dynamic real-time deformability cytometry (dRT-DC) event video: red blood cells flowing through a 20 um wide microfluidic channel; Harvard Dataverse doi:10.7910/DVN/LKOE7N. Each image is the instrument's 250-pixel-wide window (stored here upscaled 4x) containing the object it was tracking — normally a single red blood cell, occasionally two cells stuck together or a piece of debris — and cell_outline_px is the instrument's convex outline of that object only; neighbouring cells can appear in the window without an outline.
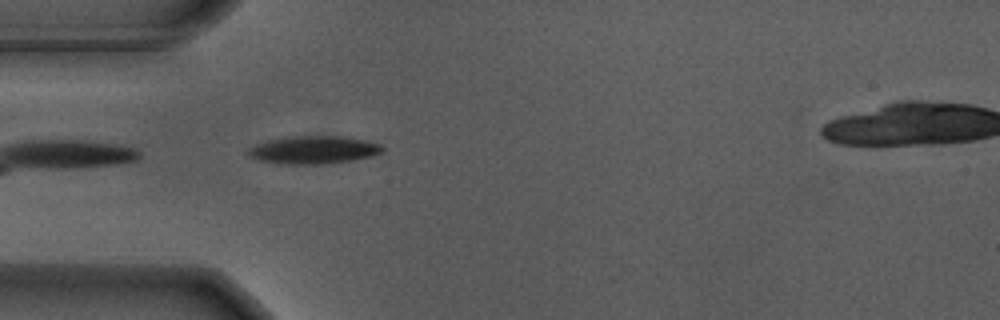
{"species": "Egyptian fruit bat (a non-hibernating species)", "species_latin": "Rousettus aegyptiacus", "temperature_condition": "warm", "stored_images_in_passage": 40, "camera_frame_rate_fps": 3000, "um_per_image_px": 0.085, "animal": {"sex": "male"}, "frame": {"image": 1, "passage_image": 1, "time_ms": 0.0, "image_size_px": [1000, 320], "cell_outline_px": [[384, 152], [372, 156], [332, 164], [280, 164], [260, 160], [244, 152], [248, 148], [256, 144], [268, 140], [288, 136], [344, 136], [364, 140], [380, 144], [384, 148]], "centroid_in_image_um": [26.67, 12.74], "position_along_channel_um": 58.3, "area_um2": 22.02}}
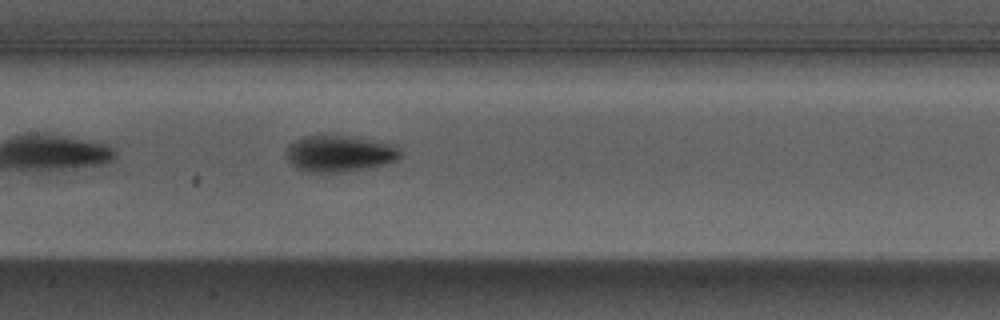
{"frame": {"image": 2, "passage_image": 11, "time_ms": 3.333, "image_size_px": [1000, 320], "cell_outline_px": [[400, 156], [396, 160], [372, 168], [328, 176], [304, 172], [296, 168], [288, 160], [288, 144], [304, 136], [352, 136], [388, 144], [396, 148], [400, 152]], "centroid_in_image_um": [28.8, 13.13], "position_along_channel_um": 178.6, "area_um2": 24.62}}
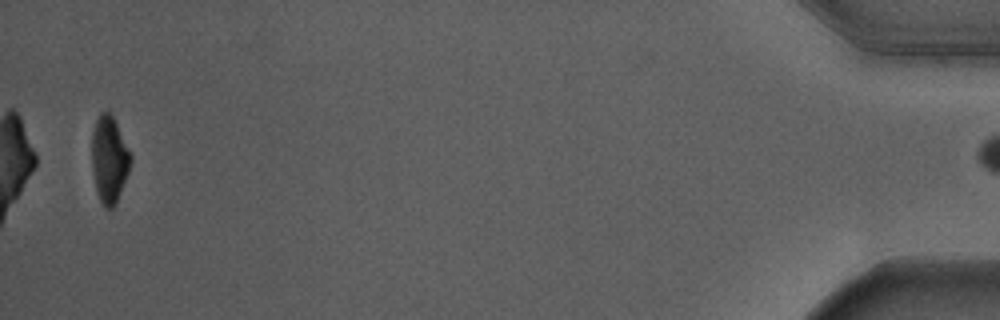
{"frame": {"image": 3, "passage_image": 39, "time_ms": 12.667, "image_size_px": [1000, 320], "cell_outline_px": [[132, 160], [128, 172], [116, 204], [112, 208], [104, 208], [96, 192], [92, 172], [92, 132], [96, 120], [100, 112], [108, 112], [112, 116], [132, 156]], "centroid_in_image_um": [9.27, 13.58], "position_along_channel_um": 425.9, "area_um2": 19.48}}